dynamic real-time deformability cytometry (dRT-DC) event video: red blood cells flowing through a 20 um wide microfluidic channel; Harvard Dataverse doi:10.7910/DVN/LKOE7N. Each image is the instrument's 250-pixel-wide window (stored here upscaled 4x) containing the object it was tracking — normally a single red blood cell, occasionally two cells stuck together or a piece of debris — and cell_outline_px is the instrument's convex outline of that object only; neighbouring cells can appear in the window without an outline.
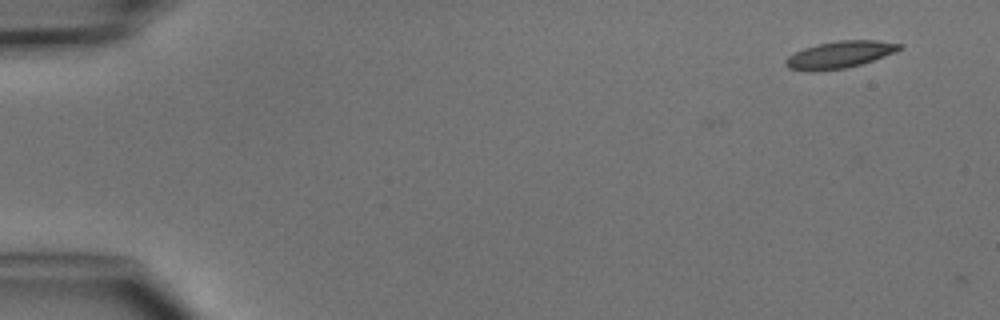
{"species": "common noctule bat (a hibernating species)", "species_latin": "Nyctalus noctula", "temperature_condition": "cold", "stored_images_in_passage": 3, "camera_frame_rate_fps": 3000, "um_per_image_px": 0.085, "animal": {"sex": "male", "body_mass_g": 15.6}, "frame": {"image": 1, "passage_image": 3, "time_ms": 2.333, "image_size_px": [1000, 320], "cell_outline_px": [[904, 48], [896, 52], [860, 64], [844, 68], [812, 72], [808, 72], [788, 68], [784, 64], [784, 60], [788, 56], [804, 48], [816, 44], [840, 40], [876, 40], [904, 44]], "centroid_in_image_um": [71.37, 4.64], "position_along_channel_um": 13.6, "area_um2": 18.03}}